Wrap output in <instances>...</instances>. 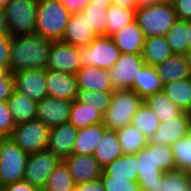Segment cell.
Segmentation results:
<instances>
[{
    "label": "cell",
    "instance_id": "obj_22",
    "mask_svg": "<svg viewBox=\"0 0 191 191\" xmlns=\"http://www.w3.org/2000/svg\"><path fill=\"white\" fill-rule=\"evenodd\" d=\"M15 125L36 119L38 102L16 90L6 101Z\"/></svg>",
    "mask_w": 191,
    "mask_h": 191
},
{
    "label": "cell",
    "instance_id": "obj_39",
    "mask_svg": "<svg viewBox=\"0 0 191 191\" xmlns=\"http://www.w3.org/2000/svg\"><path fill=\"white\" fill-rule=\"evenodd\" d=\"M176 169L191 172V131L171 145Z\"/></svg>",
    "mask_w": 191,
    "mask_h": 191
},
{
    "label": "cell",
    "instance_id": "obj_36",
    "mask_svg": "<svg viewBox=\"0 0 191 191\" xmlns=\"http://www.w3.org/2000/svg\"><path fill=\"white\" fill-rule=\"evenodd\" d=\"M165 38L174 54H185L188 51L186 20L177 19Z\"/></svg>",
    "mask_w": 191,
    "mask_h": 191
},
{
    "label": "cell",
    "instance_id": "obj_16",
    "mask_svg": "<svg viewBox=\"0 0 191 191\" xmlns=\"http://www.w3.org/2000/svg\"><path fill=\"white\" fill-rule=\"evenodd\" d=\"M15 90L39 102L48 96L45 70H23L13 74Z\"/></svg>",
    "mask_w": 191,
    "mask_h": 191
},
{
    "label": "cell",
    "instance_id": "obj_1",
    "mask_svg": "<svg viewBox=\"0 0 191 191\" xmlns=\"http://www.w3.org/2000/svg\"><path fill=\"white\" fill-rule=\"evenodd\" d=\"M53 41L37 33L12 37L9 71L45 70Z\"/></svg>",
    "mask_w": 191,
    "mask_h": 191
},
{
    "label": "cell",
    "instance_id": "obj_13",
    "mask_svg": "<svg viewBox=\"0 0 191 191\" xmlns=\"http://www.w3.org/2000/svg\"><path fill=\"white\" fill-rule=\"evenodd\" d=\"M191 131V115L182 113L179 117L160 122L159 128L148 139L149 144L171 146Z\"/></svg>",
    "mask_w": 191,
    "mask_h": 191
},
{
    "label": "cell",
    "instance_id": "obj_9",
    "mask_svg": "<svg viewBox=\"0 0 191 191\" xmlns=\"http://www.w3.org/2000/svg\"><path fill=\"white\" fill-rule=\"evenodd\" d=\"M60 162L61 160L47 149L30 154L24 172V181L43 191L49 175Z\"/></svg>",
    "mask_w": 191,
    "mask_h": 191
},
{
    "label": "cell",
    "instance_id": "obj_33",
    "mask_svg": "<svg viewBox=\"0 0 191 191\" xmlns=\"http://www.w3.org/2000/svg\"><path fill=\"white\" fill-rule=\"evenodd\" d=\"M135 11L110 4L107 7V36L120 32L135 21Z\"/></svg>",
    "mask_w": 191,
    "mask_h": 191
},
{
    "label": "cell",
    "instance_id": "obj_8",
    "mask_svg": "<svg viewBox=\"0 0 191 191\" xmlns=\"http://www.w3.org/2000/svg\"><path fill=\"white\" fill-rule=\"evenodd\" d=\"M9 138L30 155L47 149L49 128L35 119L17 124Z\"/></svg>",
    "mask_w": 191,
    "mask_h": 191
},
{
    "label": "cell",
    "instance_id": "obj_35",
    "mask_svg": "<svg viewBox=\"0 0 191 191\" xmlns=\"http://www.w3.org/2000/svg\"><path fill=\"white\" fill-rule=\"evenodd\" d=\"M75 184L65 163L61 161L49 175L43 191H74Z\"/></svg>",
    "mask_w": 191,
    "mask_h": 191
},
{
    "label": "cell",
    "instance_id": "obj_40",
    "mask_svg": "<svg viewBox=\"0 0 191 191\" xmlns=\"http://www.w3.org/2000/svg\"><path fill=\"white\" fill-rule=\"evenodd\" d=\"M160 191H191L190 172L177 169L164 172Z\"/></svg>",
    "mask_w": 191,
    "mask_h": 191
},
{
    "label": "cell",
    "instance_id": "obj_49",
    "mask_svg": "<svg viewBox=\"0 0 191 191\" xmlns=\"http://www.w3.org/2000/svg\"><path fill=\"white\" fill-rule=\"evenodd\" d=\"M76 191H105L101 179L88 181L75 186Z\"/></svg>",
    "mask_w": 191,
    "mask_h": 191
},
{
    "label": "cell",
    "instance_id": "obj_30",
    "mask_svg": "<svg viewBox=\"0 0 191 191\" xmlns=\"http://www.w3.org/2000/svg\"><path fill=\"white\" fill-rule=\"evenodd\" d=\"M123 154H136L145 148L148 138L132 123L116 130Z\"/></svg>",
    "mask_w": 191,
    "mask_h": 191
},
{
    "label": "cell",
    "instance_id": "obj_46",
    "mask_svg": "<svg viewBox=\"0 0 191 191\" xmlns=\"http://www.w3.org/2000/svg\"><path fill=\"white\" fill-rule=\"evenodd\" d=\"M14 90V77L10 73L5 79L0 80V102H6Z\"/></svg>",
    "mask_w": 191,
    "mask_h": 191
},
{
    "label": "cell",
    "instance_id": "obj_45",
    "mask_svg": "<svg viewBox=\"0 0 191 191\" xmlns=\"http://www.w3.org/2000/svg\"><path fill=\"white\" fill-rule=\"evenodd\" d=\"M11 36H0V66L9 69Z\"/></svg>",
    "mask_w": 191,
    "mask_h": 191
},
{
    "label": "cell",
    "instance_id": "obj_52",
    "mask_svg": "<svg viewBox=\"0 0 191 191\" xmlns=\"http://www.w3.org/2000/svg\"><path fill=\"white\" fill-rule=\"evenodd\" d=\"M89 3L100 5L101 7H108L111 4V0H89Z\"/></svg>",
    "mask_w": 191,
    "mask_h": 191
},
{
    "label": "cell",
    "instance_id": "obj_14",
    "mask_svg": "<svg viewBox=\"0 0 191 191\" xmlns=\"http://www.w3.org/2000/svg\"><path fill=\"white\" fill-rule=\"evenodd\" d=\"M72 102L47 96L37 104L36 119L49 129L67 123Z\"/></svg>",
    "mask_w": 191,
    "mask_h": 191
},
{
    "label": "cell",
    "instance_id": "obj_2",
    "mask_svg": "<svg viewBox=\"0 0 191 191\" xmlns=\"http://www.w3.org/2000/svg\"><path fill=\"white\" fill-rule=\"evenodd\" d=\"M177 20L170 0L139 6L135 11V21L145 38L165 36Z\"/></svg>",
    "mask_w": 191,
    "mask_h": 191
},
{
    "label": "cell",
    "instance_id": "obj_17",
    "mask_svg": "<svg viewBox=\"0 0 191 191\" xmlns=\"http://www.w3.org/2000/svg\"><path fill=\"white\" fill-rule=\"evenodd\" d=\"M45 85L49 97L74 101L78 94L76 74L45 69Z\"/></svg>",
    "mask_w": 191,
    "mask_h": 191
},
{
    "label": "cell",
    "instance_id": "obj_12",
    "mask_svg": "<svg viewBox=\"0 0 191 191\" xmlns=\"http://www.w3.org/2000/svg\"><path fill=\"white\" fill-rule=\"evenodd\" d=\"M80 68L79 48L61 41H53L46 69L76 74Z\"/></svg>",
    "mask_w": 191,
    "mask_h": 191
},
{
    "label": "cell",
    "instance_id": "obj_56",
    "mask_svg": "<svg viewBox=\"0 0 191 191\" xmlns=\"http://www.w3.org/2000/svg\"><path fill=\"white\" fill-rule=\"evenodd\" d=\"M136 1H137V4L139 6H141V5H145V4L159 3V2H162L165 0H136Z\"/></svg>",
    "mask_w": 191,
    "mask_h": 191
},
{
    "label": "cell",
    "instance_id": "obj_28",
    "mask_svg": "<svg viewBox=\"0 0 191 191\" xmlns=\"http://www.w3.org/2000/svg\"><path fill=\"white\" fill-rule=\"evenodd\" d=\"M162 91L181 111L191 115V77L163 84Z\"/></svg>",
    "mask_w": 191,
    "mask_h": 191
},
{
    "label": "cell",
    "instance_id": "obj_23",
    "mask_svg": "<svg viewBox=\"0 0 191 191\" xmlns=\"http://www.w3.org/2000/svg\"><path fill=\"white\" fill-rule=\"evenodd\" d=\"M123 155L116 130H106L93 152L94 158L104 168Z\"/></svg>",
    "mask_w": 191,
    "mask_h": 191
},
{
    "label": "cell",
    "instance_id": "obj_27",
    "mask_svg": "<svg viewBox=\"0 0 191 191\" xmlns=\"http://www.w3.org/2000/svg\"><path fill=\"white\" fill-rule=\"evenodd\" d=\"M103 123L90 125L86 128L80 129L74 142L73 154L78 155H93L97 144L106 131Z\"/></svg>",
    "mask_w": 191,
    "mask_h": 191
},
{
    "label": "cell",
    "instance_id": "obj_21",
    "mask_svg": "<svg viewBox=\"0 0 191 191\" xmlns=\"http://www.w3.org/2000/svg\"><path fill=\"white\" fill-rule=\"evenodd\" d=\"M111 39L121 53L141 54L145 36L137 22L134 21L120 32L112 35Z\"/></svg>",
    "mask_w": 191,
    "mask_h": 191
},
{
    "label": "cell",
    "instance_id": "obj_37",
    "mask_svg": "<svg viewBox=\"0 0 191 191\" xmlns=\"http://www.w3.org/2000/svg\"><path fill=\"white\" fill-rule=\"evenodd\" d=\"M112 95L113 91L78 89L76 101L92 106L104 116L110 107Z\"/></svg>",
    "mask_w": 191,
    "mask_h": 191
},
{
    "label": "cell",
    "instance_id": "obj_43",
    "mask_svg": "<svg viewBox=\"0 0 191 191\" xmlns=\"http://www.w3.org/2000/svg\"><path fill=\"white\" fill-rule=\"evenodd\" d=\"M12 113L6 102H0V135L5 138L9 137L15 127Z\"/></svg>",
    "mask_w": 191,
    "mask_h": 191
},
{
    "label": "cell",
    "instance_id": "obj_41",
    "mask_svg": "<svg viewBox=\"0 0 191 191\" xmlns=\"http://www.w3.org/2000/svg\"><path fill=\"white\" fill-rule=\"evenodd\" d=\"M101 182L105 191H141L137 178H113L101 175Z\"/></svg>",
    "mask_w": 191,
    "mask_h": 191
},
{
    "label": "cell",
    "instance_id": "obj_34",
    "mask_svg": "<svg viewBox=\"0 0 191 191\" xmlns=\"http://www.w3.org/2000/svg\"><path fill=\"white\" fill-rule=\"evenodd\" d=\"M160 122L152 109L143 102L134 114L131 123L149 139L159 128Z\"/></svg>",
    "mask_w": 191,
    "mask_h": 191
},
{
    "label": "cell",
    "instance_id": "obj_32",
    "mask_svg": "<svg viewBox=\"0 0 191 191\" xmlns=\"http://www.w3.org/2000/svg\"><path fill=\"white\" fill-rule=\"evenodd\" d=\"M101 175L113 178H138L137 153L123 154L103 168Z\"/></svg>",
    "mask_w": 191,
    "mask_h": 191
},
{
    "label": "cell",
    "instance_id": "obj_20",
    "mask_svg": "<svg viewBox=\"0 0 191 191\" xmlns=\"http://www.w3.org/2000/svg\"><path fill=\"white\" fill-rule=\"evenodd\" d=\"M76 77L78 89L114 91L108 69L86 66L77 71Z\"/></svg>",
    "mask_w": 191,
    "mask_h": 191
},
{
    "label": "cell",
    "instance_id": "obj_53",
    "mask_svg": "<svg viewBox=\"0 0 191 191\" xmlns=\"http://www.w3.org/2000/svg\"><path fill=\"white\" fill-rule=\"evenodd\" d=\"M187 36H188V50L191 49V20H186Z\"/></svg>",
    "mask_w": 191,
    "mask_h": 191
},
{
    "label": "cell",
    "instance_id": "obj_50",
    "mask_svg": "<svg viewBox=\"0 0 191 191\" xmlns=\"http://www.w3.org/2000/svg\"><path fill=\"white\" fill-rule=\"evenodd\" d=\"M111 4L131 10H136L139 7L136 0H111Z\"/></svg>",
    "mask_w": 191,
    "mask_h": 191
},
{
    "label": "cell",
    "instance_id": "obj_57",
    "mask_svg": "<svg viewBox=\"0 0 191 191\" xmlns=\"http://www.w3.org/2000/svg\"><path fill=\"white\" fill-rule=\"evenodd\" d=\"M10 0H0V9H4Z\"/></svg>",
    "mask_w": 191,
    "mask_h": 191
},
{
    "label": "cell",
    "instance_id": "obj_24",
    "mask_svg": "<svg viewBox=\"0 0 191 191\" xmlns=\"http://www.w3.org/2000/svg\"><path fill=\"white\" fill-rule=\"evenodd\" d=\"M173 55L165 36L145 38L141 56L147 65L156 66Z\"/></svg>",
    "mask_w": 191,
    "mask_h": 191
},
{
    "label": "cell",
    "instance_id": "obj_26",
    "mask_svg": "<svg viewBox=\"0 0 191 191\" xmlns=\"http://www.w3.org/2000/svg\"><path fill=\"white\" fill-rule=\"evenodd\" d=\"M130 90H133L142 99L156 92H161L163 83L158 76L155 66L145 64L137 78H135Z\"/></svg>",
    "mask_w": 191,
    "mask_h": 191
},
{
    "label": "cell",
    "instance_id": "obj_51",
    "mask_svg": "<svg viewBox=\"0 0 191 191\" xmlns=\"http://www.w3.org/2000/svg\"><path fill=\"white\" fill-rule=\"evenodd\" d=\"M0 36H10L6 21V15L3 9H0Z\"/></svg>",
    "mask_w": 191,
    "mask_h": 191
},
{
    "label": "cell",
    "instance_id": "obj_38",
    "mask_svg": "<svg viewBox=\"0 0 191 191\" xmlns=\"http://www.w3.org/2000/svg\"><path fill=\"white\" fill-rule=\"evenodd\" d=\"M81 13L97 36H107V7L89 3Z\"/></svg>",
    "mask_w": 191,
    "mask_h": 191
},
{
    "label": "cell",
    "instance_id": "obj_25",
    "mask_svg": "<svg viewBox=\"0 0 191 191\" xmlns=\"http://www.w3.org/2000/svg\"><path fill=\"white\" fill-rule=\"evenodd\" d=\"M155 68L163 84L191 77L183 54H174Z\"/></svg>",
    "mask_w": 191,
    "mask_h": 191
},
{
    "label": "cell",
    "instance_id": "obj_47",
    "mask_svg": "<svg viewBox=\"0 0 191 191\" xmlns=\"http://www.w3.org/2000/svg\"><path fill=\"white\" fill-rule=\"evenodd\" d=\"M71 13L81 12L88 4L89 0H58Z\"/></svg>",
    "mask_w": 191,
    "mask_h": 191
},
{
    "label": "cell",
    "instance_id": "obj_15",
    "mask_svg": "<svg viewBox=\"0 0 191 191\" xmlns=\"http://www.w3.org/2000/svg\"><path fill=\"white\" fill-rule=\"evenodd\" d=\"M63 162L67 166L75 186L97 180L103 172V167L93 155L72 154L64 159Z\"/></svg>",
    "mask_w": 191,
    "mask_h": 191
},
{
    "label": "cell",
    "instance_id": "obj_19",
    "mask_svg": "<svg viewBox=\"0 0 191 191\" xmlns=\"http://www.w3.org/2000/svg\"><path fill=\"white\" fill-rule=\"evenodd\" d=\"M96 37V33L90 28L84 15L81 12H77L72 13L65 27L61 42L79 48L89 46Z\"/></svg>",
    "mask_w": 191,
    "mask_h": 191
},
{
    "label": "cell",
    "instance_id": "obj_11",
    "mask_svg": "<svg viewBox=\"0 0 191 191\" xmlns=\"http://www.w3.org/2000/svg\"><path fill=\"white\" fill-rule=\"evenodd\" d=\"M138 178L141 191H160L163 174L154 159V145L149 144L137 153Z\"/></svg>",
    "mask_w": 191,
    "mask_h": 191
},
{
    "label": "cell",
    "instance_id": "obj_29",
    "mask_svg": "<svg viewBox=\"0 0 191 191\" xmlns=\"http://www.w3.org/2000/svg\"><path fill=\"white\" fill-rule=\"evenodd\" d=\"M143 102L152 109L161 122L179 117L183 113L163 91L147 96Z\"/></svg>",
    "mask_w": 191,
    "mask_h": 191
},
{
    "label": "cell",
    "instance_id": "obj_3",
    "mask_svg": "<svg viewBox=\"0 0 191 191\" xmlns=\"http://www.w3.org/2000/svg\"><path fill=\"white\" fill-rule=\"evenodd\" d=\"M71 15L58 0L37 1L35 33L52 41H61Z\"/></svg>",
    "mask_w": 191,
    "mask_h": 191
},
{
    "label": "cell",
    "instance_id": "obj_58",
    "mask_svg": "<svg viewBox=\"0 0 191 191\" xmlns=\"http://www.w3.org/2000/svg\"><path fill=\"white\" fill-rule=\"evenodd\" d=\"M3 185L1 184V182H0V191H3Z\"/></svg>",
    "mask_w": 191,
    "mask_h": 191
},
{
    "label": "cell",
    "instance_id": "obj_5",
    "mask_svg": "<svg viewBox=\"0 0 191 191\" xmlns=\"http://www.w3.org/2000/svg\"><path fill=\"white\" fill-rule=\"evenodd\" d=\"M28 156L9 137L0 141V182L3 186L24 180Z\"/></svg>",
    "mask_w": 191,
    "mask_h": 191
},
{
    "label": "cell",
    "instance_id": "obj_4",
    "mask_svg": "<svg viewBox=\"0 0 191 191\" xmlns=\"http://www.w3.org/2000/svg\"><path fill=\"white\" fill-rule=\"evenodd\" d=\"M142 103L143 99L133 90L113 91L110 107L103 116V125L108 130H117L131 124Z\"/></svg>",
    "mask_w": 191,
    "mask_h": 191
},
{
    "label": "cell",
    "instance_id": "obj_48",
    "mask_svg": "<svg viewBox=\"0 0 191 191\" xmlns=\"http://www.w3.org/2000/svg\"><path fill=\"white\" fill-rule=\"evenodd\" d=\"M3 191H40L37 187L31 185L27 181H20L5 185Z\"/></svg>",
    "mask_w": 191,
    "mask_h": 191
},
{
    "label": "cell",
    "instance_id": "obj_10",
    "mask_svg": "<svg viewBox=\"0 0 191 191\" xmlns=\"http://www.w3.org/2000/svg\"><path fill=\"white\" fill-rule=\"evenodd\" d=\"M145 64L141 54L121 53L119 59L109 70L114 91L130 89Z\"/></svg>",
    "mask_w": 191,
    "mask_h": 191
},
{
    "label": "cell",
    "instance_id": "obj_31",
    "mask_svg": "<svg viewBox=\"0 0 191 191\" xmlns=\"http://www.w3.org/2000/svg\"><path fill=\"white\" fill-rule=\"evenodd\" d=\"M68 122L80 130L90 125L103 123V115L92 106L74 100Z\"/></svg>",
    "mask_w": 191,
    "mask_h": 191
},
{
    "label": "cell",
    "instance_id": "obj_54",
    "mask_svg": "<svg viewBox=\"0 0 191 191\" xmlns=\"http://www.w3.org/2000/svg\"><path fill=\"white\" fill-rule=\"evenodd\" d=\"M184 55V58H185V62L188 66V69H189V72H190V75H191V49H189Z\"/></svg>",
    "mask_w": 191,
    "mask_h": 191
},
{
    "label": "cell",
    "instance_id": "obj_18",
    "mask_svg": "<svg viewBox=\"0 0 191 191\" xmlns=\"http://www.w3.org/2000/svg\"><path fill=\"white\" fill-rule=\"evenodd\" d=\"M77 132L69 122L50 128L47 150L63 161L73 154Z\"/></svg>",
    "mask_w": 191,
    "mask_h": 191
},
{
    "label": "cell",
    "instance_id": "obj_6",
    "mask_svg": "<svg viewBox=\"0 0 191 191\" xmlns=\"http://www.w3.org/2000/svg\"><path fill=\"white\" fill-rule=\"evenodd\" d=\"M3 10L11 37L35 33L37 0H10Z\"/></svg>",
    "mask_w": 191,
    "mask_h": 191
},
{
    "label": "cell",
    "instance_id": "obj_7",
    "mask_svg": "<svg viewBox=\"0 0 191 191\" xmlns=\"http://www.w3.org/2000/svg\"><path fill=\"white\" fill-rule=\"evenodd\" d=\"M121 52L109 36H97L89 46L79 47L81 68L94 66L110 70Z\"/></svg>",
    "mask_w": 191,
    "mask_h": 191
},
{
    "label": "cell",
    "instance_id": "obj_44",
    "mask_svg": "<svg viewBox=\"0 0 191 191\" xmlns=\"http://www.w3.org/2000/svg\"><path fill=\"white\" fill-rule=\"evenodd\" d=\"M180 20H191V0H170Z\"/></svg>",
    "mask_w": 191,
    "mask_h": 191
},
{
    "label": "cell",
    "instance_id": "obj_42",
    "mask_svg": "<svg viewBox=\"0 0 191 191\" xmlns=\"http://www.w3.org/2000/svg\"><path fill=\"white\" fill-rule=\"evenodd\" d=\"M154 159L155 164L163 172L176 169L171 146L154 145Z\"/></svg>",
    "mask_w": 191,
    "mask_h": 191
},
{
    "label": "cell",
    "instance_id": "obj_55",
    "mask_svg": "<svg viewBox=\"0 0 191 191\" xmlns=\"http://www.w3.org/2000/svg\"><path fill=\"white\" fill-rule=\"evenodd\" d=\"M10 74L7 67L0 66V80L5 79Z\"/></svg>",
    "mask_w": 191,
    "mask_h": 191
}]
</instances>
